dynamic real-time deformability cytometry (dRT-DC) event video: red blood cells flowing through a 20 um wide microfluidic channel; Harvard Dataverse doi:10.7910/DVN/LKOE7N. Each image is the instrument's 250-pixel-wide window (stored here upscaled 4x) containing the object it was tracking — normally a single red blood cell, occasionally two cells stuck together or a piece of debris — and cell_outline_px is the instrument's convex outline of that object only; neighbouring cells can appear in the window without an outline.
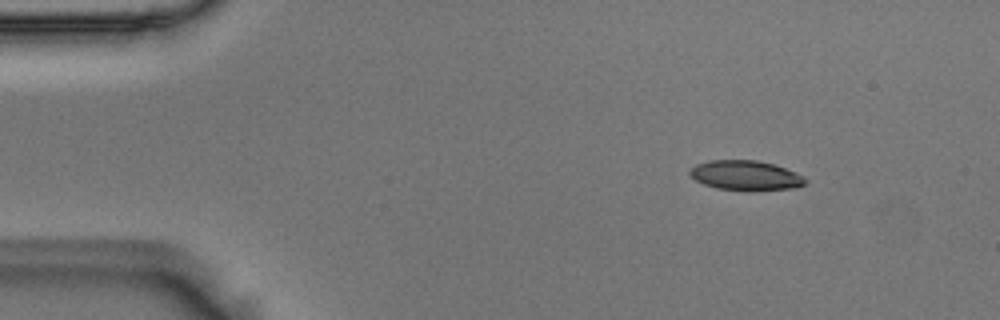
{"species": "Egyptian fruit bat (a non-hibernating species)", "species_latin": "Rousettus aegyptiacus", "temperature_condition": "room temperature", "stored_images_in_passage": 3, "camera_frame_rate_fps": 3000, "um_per_image_px": 0.085, "animal": {"sex": "male"}, "frame": {"image": 1, "passage_image": 1, "time_ms": 0.0, "image_size_px": [1000, 320], "cell_outline_px": [[808, 180], [804, 184], [796, 188], [752, 192], [716, 188], [704, 184], [696, 180], [688, 172], [696, 164], [708, 160], [756, 160], [772, 164], [796, 172], [804, 176]], "centroid_in_image_um": [63.41, 14.93], "position_along_channel_um": 21.6, "area_um2": 20.35}}